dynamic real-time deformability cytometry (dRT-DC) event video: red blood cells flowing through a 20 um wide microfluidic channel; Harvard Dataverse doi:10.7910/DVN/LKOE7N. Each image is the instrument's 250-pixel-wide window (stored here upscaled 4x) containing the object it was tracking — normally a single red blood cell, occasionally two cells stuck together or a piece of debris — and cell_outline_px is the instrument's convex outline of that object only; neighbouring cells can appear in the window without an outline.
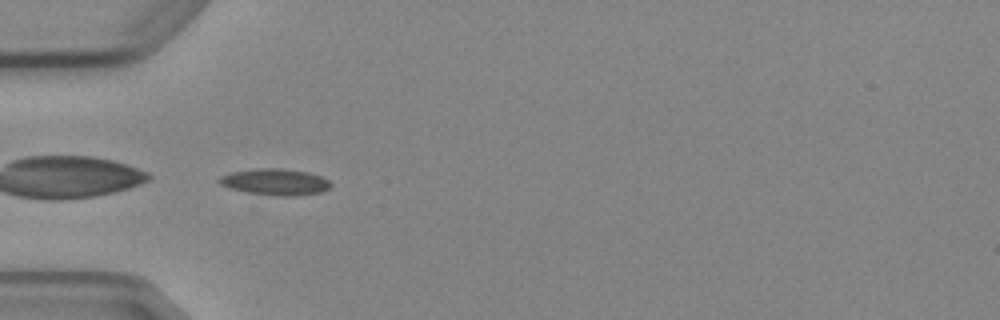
{"species": "Egyptian fruit bat (a non-hibernating species)", "species_latin": "Rousettus aegyptiacus", "temperature_condition": "cold", "stored_images_in_passage": 5, "camera_frame_rate_fps": 3000, "um_per_image_px": 0.085, "animal": {"sex": "female"}, "frame": {"image": 1, "passage_image": 2, "time_ms": 1.0, "image_size_px": [1000, 320], "cell_outline_px": [[332, 184], [328, 188], [320, 192], [284, 196], [280, 196], [248, 192], [228, 188], [220, 184], [216, 180], [220, 176], [232, 172], [256, 168], [280, 168], [308, 172], [320, 176], [328, 180]], "centroid_in_image_um": [23.34, 15.45], "position_along_channel_um": 61.7, "area_um2": 16.94}}
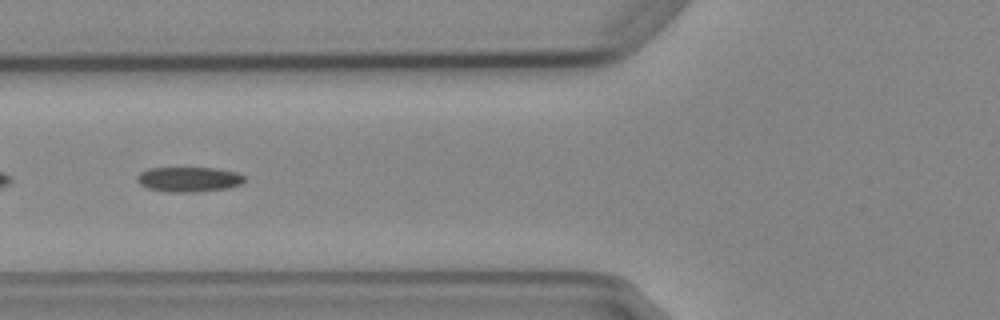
{"frame": {"image": 2, "passage_image": 3, "time_ms": 2.333, "image_size_px": [1000, 320], "cell_outline_px": [[248, 180], [244, 184], [228, 188], [196, 192], [164, 192], [148, 188], [140, 184], [136, 180], [136, 176], [140, 172], [148, 168], [216, 168], [236, 172], [244, 176]], "centroid_in_image_um": [16.08, 15.25], "position_along_channel_um": 109.7, "area_um2": 15.9}}
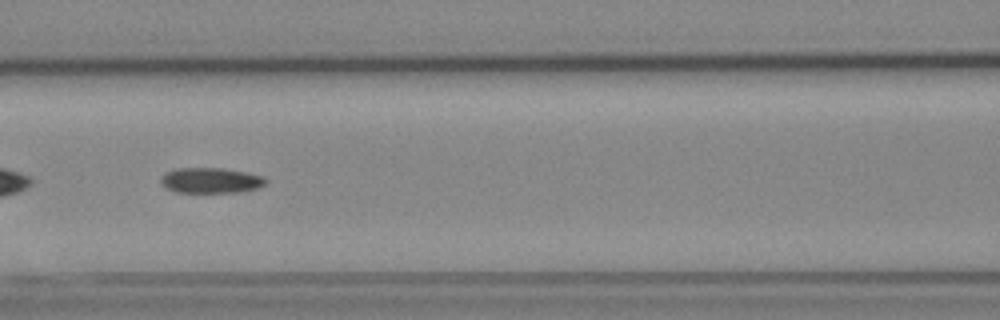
{"frame": {"image": 3, "passage_image": 4, "time_ms": 3.333, "image_size_px": [1000, 320], "cell_outline_px": [[268, 180], [264, 184], [256, 188], [236, 192], [176, 192], [164, 188], [160, 184], [160, 176], [164, 172], [176, 168], [224, 168], [248, 172], [264, 176]], "centroid_in_image_um": [17.86, 15.32], "position_along_channel_um": 148.7, "area_um2": 15.78}}